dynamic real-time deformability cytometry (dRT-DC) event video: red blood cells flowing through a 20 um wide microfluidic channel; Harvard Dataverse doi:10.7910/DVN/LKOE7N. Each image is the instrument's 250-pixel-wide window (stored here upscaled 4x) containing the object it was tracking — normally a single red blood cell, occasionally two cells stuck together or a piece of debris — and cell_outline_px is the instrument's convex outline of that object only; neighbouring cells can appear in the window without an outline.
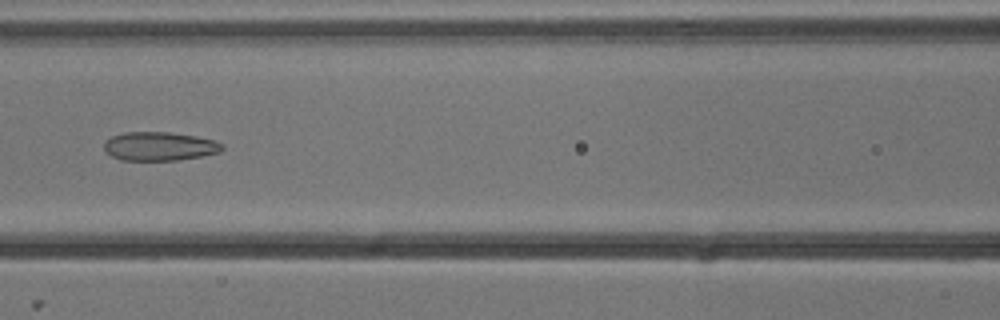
{"species": "common noctule bat (a hibernating species)", "species_latin": "Nyctalus noctula", "temperature_condition": "cold", "stored_images_in_passage": 6, "camera_frame_rate_fps": 3000, "um_per_image_px": 0.085, "animal": {"sex": "male", "body_mass_g": 13.3}, "frame": {"image": 1, "passage_image": 6, "time_ms": 1.667, "image_size_px": [1000, 320], "cell_outline_px": [[224, 148], [220, 152], [200, 156], [176, 160], [120, 160], [112, 156], [104, 148], [104, 144], [112, 136], [124, 132], [168, 132], [196, 136], [216, 140]], "centroid_in_image_um": [13.56, 12.43], "position_along_channel_um": 153.0, "area_um2": 19.59}}